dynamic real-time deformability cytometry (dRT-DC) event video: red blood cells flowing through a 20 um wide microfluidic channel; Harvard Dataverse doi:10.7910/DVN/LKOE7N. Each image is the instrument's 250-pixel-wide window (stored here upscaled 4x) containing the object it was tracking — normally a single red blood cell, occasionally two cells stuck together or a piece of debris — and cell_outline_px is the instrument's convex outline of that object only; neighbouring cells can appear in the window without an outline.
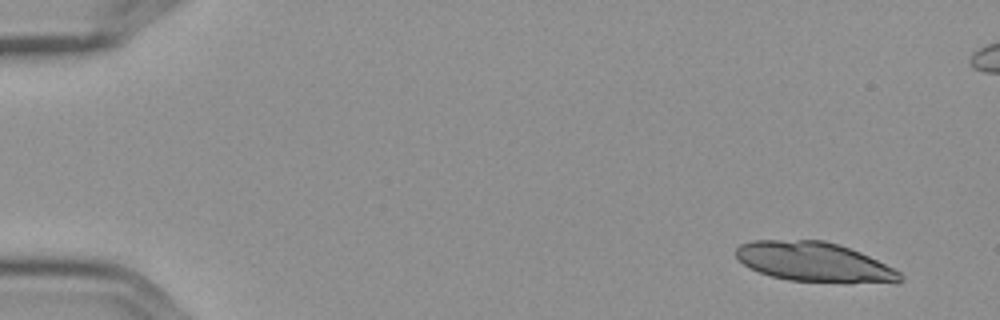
{"species": "Egyptian fruit bat (a non-hibernating species)", "species_latin": "Rousettus aegyptiacus", "temperature_condition": "cold", "stored_images_in_passage": 6, "camera_frame_rate_fps": 3000, "um_per_image_px": 0.085, "frame": {"image": 1, "passage_image": 1, "time_ms": 0.0, "image_size_px": [1000, 320], "cell_outline_px": [[904, 280], [900, 284], [896, 284], [788, 280], [772, 276], [748, 268], [736, 256], [736, 248], [740, 244], [752, 240], [824, 240], [860, 252], [900, 272]], "centroid_in_image_um": [69.23, 22.28], "position_along_channel_um": 15.8, "area_um2": 37.8}}